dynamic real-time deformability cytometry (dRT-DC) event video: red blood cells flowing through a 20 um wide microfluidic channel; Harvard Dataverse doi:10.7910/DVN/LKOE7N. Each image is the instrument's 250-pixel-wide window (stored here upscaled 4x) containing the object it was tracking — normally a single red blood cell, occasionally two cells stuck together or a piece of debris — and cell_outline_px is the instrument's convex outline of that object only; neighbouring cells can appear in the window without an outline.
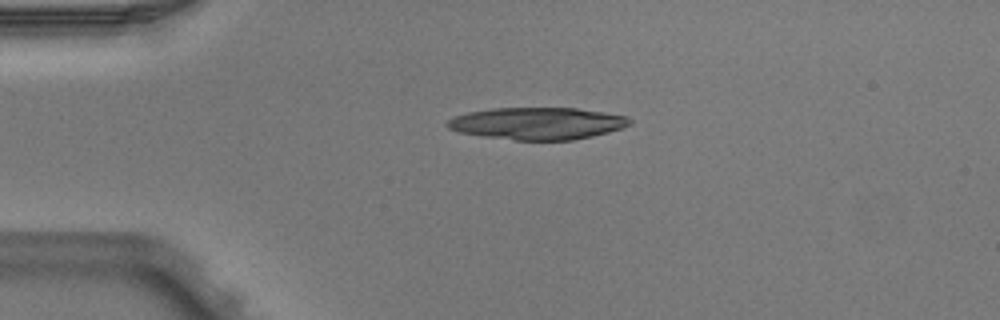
{"species": "Egyptian fruit bat (a non-hibernating species)", "species_latin": "Rousettus aegyptiacus", "temperature_condition": "warm", "stored_images_in_passage": 1, "camera_frame_rate_fps": 3000, "um_per_image_px": 0.085, "animal": {"sex": "male"}, "frame": {"image": 1, "passage_image": 1, "time_ms": 0.0, "image_size_px": [1000, 320], "cell_outline_px": [[632, 124], [608, 132], [592, 136], [572, 140], [516, 140], [484, 136], [456, 132], [448, 128], [444, 124], [448, 120], [456, 116], [468, 112], [492, 108], [576, 108], [604, 112], [628, 116], [632, 120]], "centroid_in_image_um": [45.67, 10.49], "position_along_channel_um": 39.3, "area_um2": 34.16}}